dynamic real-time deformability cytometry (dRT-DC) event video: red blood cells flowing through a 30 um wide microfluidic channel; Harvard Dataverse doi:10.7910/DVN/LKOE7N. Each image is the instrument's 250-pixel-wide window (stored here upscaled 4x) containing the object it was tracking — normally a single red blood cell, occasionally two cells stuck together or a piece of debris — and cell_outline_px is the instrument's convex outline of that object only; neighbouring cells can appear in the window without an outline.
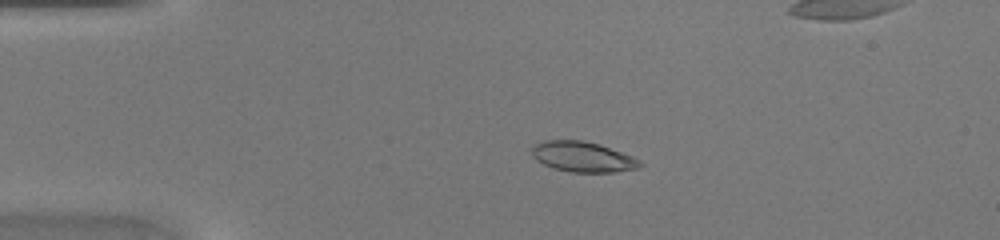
{"species": "common noctule bat (a hibernating species)", "species_latin": "Nyctalus noctula", "temperature_condition": "warm", "stored_images_in_passage": 47, "camera_frame_rate_fps": 3000, "um_per_image_px": 0.085, "animal": {"sex": "female", "body_mass_g": 20.0, "forearm_length_mm": 54.0}, "frame": {"image": 1, "passage_image": 11, "time_ms": 3.333, "image_size_px": [1000, 240], "cell_outline_px": [[644, 164], [640, 168], [616, 172], [572, 172], [552, 168], [536, 160], [532, 156], [532, 144], [544, 140], [580, 140], [600, 144], [632, 156], [640, 160]], "centroid_in_image_um": [49.53, 13.33], "position_along_channel_um": 35.5, "area_um2": 19.31}}
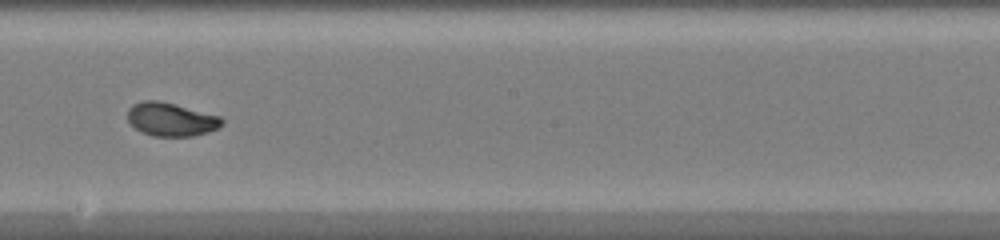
{"frame": {"image": 2, "passage_image": 27, "time_ms": 8.667, "image_size_px": [1000, 240], "cell_outline_px": [[224, 124], [208, 132], [192, 136], [152, 136], [140, 132], [128, 120], [128, 108], [132, 104], [144, 100], [156, 100], [220, 116], [224, 120]], "centroid_in_image_um": [14.52, 10.16], "position_along_channel_um": 233.7, "area_um2": 18.21}}
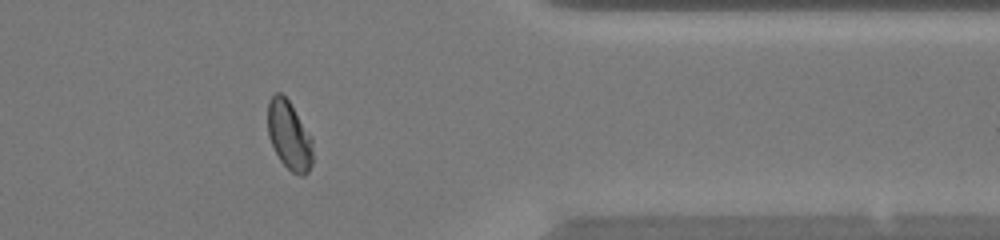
{"frame": {"image": 3, "passage_image": 38, "time_ms": 12.333, "image_size_px": [1000, 240], "cell_outline_px": [[312, 164], [308, 172], [304, 176], [300, 176], [292, 172], [280, 160], [268, 136], [268, 100], [276, 92], [280, 92], [288, 100], [312, 136]], "centroid_in_image_um": [24.59, 11.51], "position_along_channel_um": 386.8, "area_um2": 18.03}}